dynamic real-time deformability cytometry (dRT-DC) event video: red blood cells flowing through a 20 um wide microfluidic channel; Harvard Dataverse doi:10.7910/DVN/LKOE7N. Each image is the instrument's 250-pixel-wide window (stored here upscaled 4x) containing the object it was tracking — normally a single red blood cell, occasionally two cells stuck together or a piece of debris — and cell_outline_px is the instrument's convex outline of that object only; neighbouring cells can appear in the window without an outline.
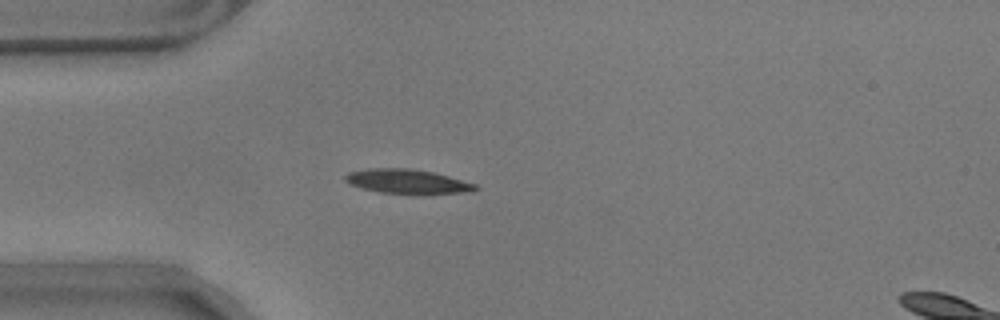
{"species": "common noctule bat (a hibernating species)", "species_latin": "Nyctalus noctula", "temperature_condition": "warm", "stored_images_in_passage": 43, "camera_frame_rate_fps": 3000, "um_per_image_px": 0.085, "animal": {"sex": "male", "body_mass_g": 17.9}, "frame": {"image": 1, "passage_image": 1, "time_ms": 0.0, "image_size_px": [1000, 320], "cell_outline_px": [[480, 188], [472, 192], [420, 196], [380, 192], [360, 188], [348, 184], [344, 180], [344, 176], [348, 172], [368, 168], [412, 168], [432, 172], [448, 176], [476, 184]], "centroid_in_image_um": [34.65, 15.46], "position_along_channel_um": 50.4, "area_um2": 19.31}}
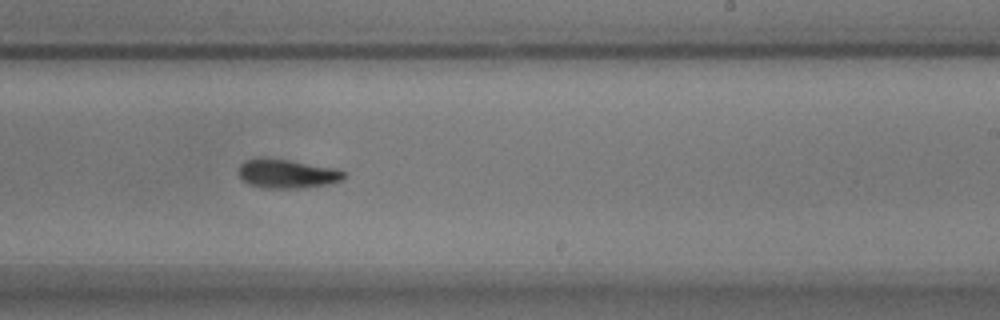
{"frame": {"image": 2, "passage_image": 20, "time_ms": 6.333, "image_size_px": [1000, 320], "cell_outline_px": [[348, 176], [344, 180], [328, 184], [296, 188], [264, 188], [248, 184], [236, 172], [240, 164], [244, 160], [256, 156], [264, 156], [336, 168], [348, 172]], "centroid_in_image_um": [24.39, 14.74], "position_along_channel_um": 264.6, "area_um2": 18.32}}
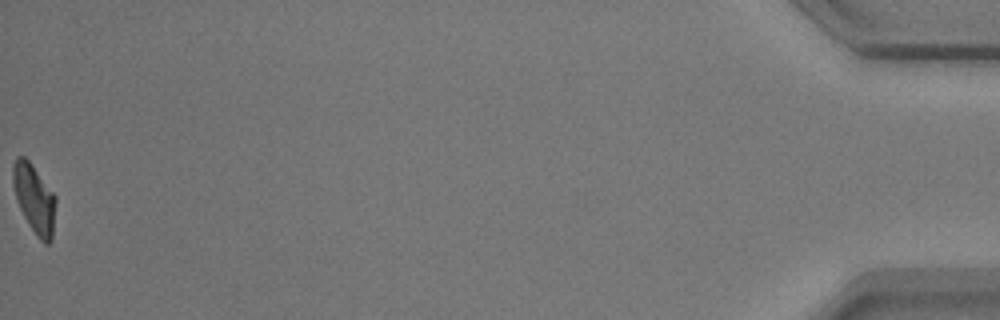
{"frame": {"image": 3, "passage_image": 43, "time_ms": 14.0, "image_size_px": [1000, 320], "cell_outline_px": [[56, 204], [52, 240], [48, 244], [44, 244], [36, 236], [28, 224], [16, 200], [12, 184], [12, 164], [16, 156], [24, 156], [28, 160], [56, 196]], "centroid_in_image_um": [2.9, 16.9], "position_along_channel_um": 432.3, "area_um2": 17.34}, "authors_computed_cell_mechanics": {"area_um2": 17.918, "velocity_mm_per_s": 3.5189, "shape_relaxation_time_tau1_ms": 3.3077, "shape_relaxation_time_tau2_ms": 2.7769, "deformation_change_tau1": 0.1968, "deformation_change_tau2": 0.1094}}